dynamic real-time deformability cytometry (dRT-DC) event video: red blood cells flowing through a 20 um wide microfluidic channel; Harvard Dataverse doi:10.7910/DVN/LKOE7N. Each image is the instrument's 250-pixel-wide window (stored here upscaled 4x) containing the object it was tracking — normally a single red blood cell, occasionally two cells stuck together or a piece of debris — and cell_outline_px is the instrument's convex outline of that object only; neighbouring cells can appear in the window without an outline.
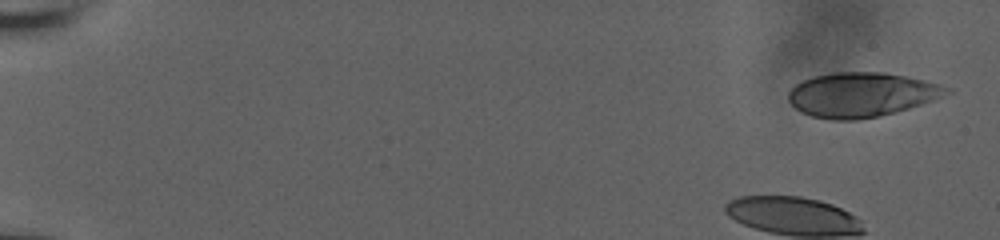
{"species": "human", "species_latin": "Homo sapiens", "temperature_condition": "room temperature", "stored_images_in_passage": 44, "camera_frame_rate_fps": 3000, "um_per_image_px": 0.085, "donor": {"sex": "male"}, "frame": {"image": 1, "passage_image": 2, "time_ms": 0.333, "image_size_px": [1000, 240], "cell_outline_px": [[952, 92], [932, 100], [896, 112], [856, 120], [832, 120], [812, 116], [800, 112], [788, 100], [788, 92], [796, 84], [812, 76], [832, 72], [884, 72], [924, 80], [940, 84], [952, 88]], "centroid_in_image_um": [73.21, 8.04], "position_along_channel_um": 11.8, "area_um2": 40.92}}
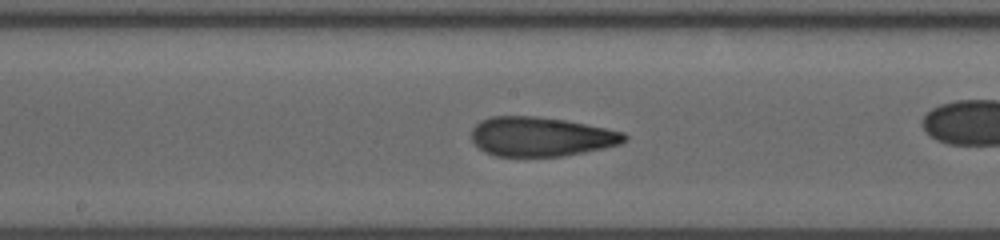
{"frame": {"image": 2, "passage_image": 29, "time_ms": 9.333, "image_size_px": [1000, 240], "cell_outline_px": [[628, 136], [620, 144], [604, 148], [584, 152], [560, 156], [496, 156], [484, 152], [472, 140], [472, 128], [480, 120], [492, 116], [540, 116], [564, 120], [624, 132]], "centroid_in_image_um": [45.95, 11.61], "position_along_channel_um": 202.2, "area_um2": 34.91}}
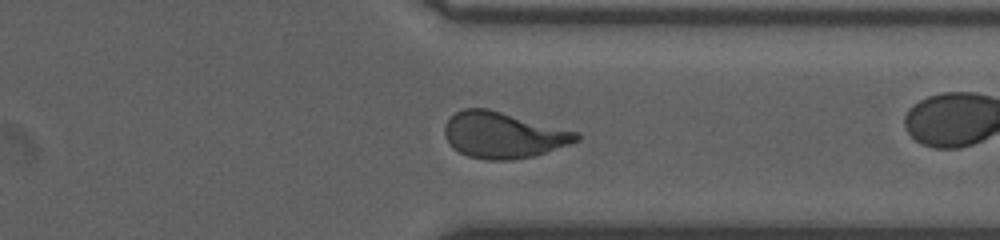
{"frame": {"image": 3, "passage_image": 42, "time_ms": 13.667, "image_size_px": [1000, 240], "cell_outline_px": [[580, 140], [532, 156], [512, 160], [488, 160], [468, 156], [452, 148], [444, 136], [444, 128], [448, 120], [456, 112], [464, 108], [488, 108], [576, 132], [580, 136]], "centroid_in_image_um": [42.71, 11.48], "position_along_channel_um": 368.7, "area_um2": 34.97}}